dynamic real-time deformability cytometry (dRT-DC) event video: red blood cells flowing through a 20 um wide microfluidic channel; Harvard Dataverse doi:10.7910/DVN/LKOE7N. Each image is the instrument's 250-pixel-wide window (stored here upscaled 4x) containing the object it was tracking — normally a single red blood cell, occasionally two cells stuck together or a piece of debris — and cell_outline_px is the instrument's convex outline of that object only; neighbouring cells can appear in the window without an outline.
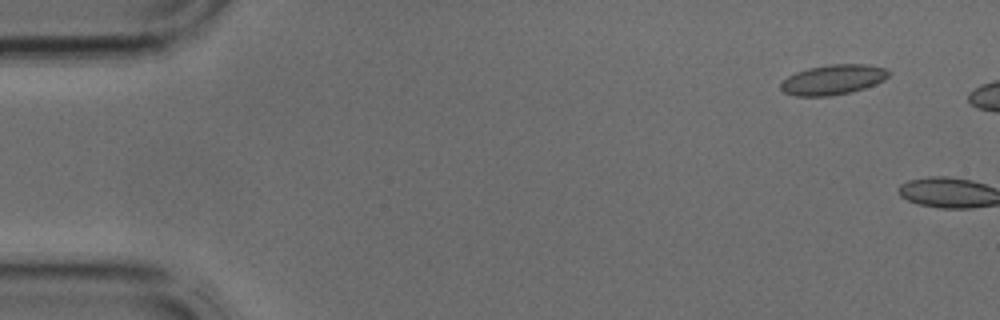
{"species": "common noctule bat (a hibernating species)", "species_latin": "Nyctalus noctula", "temperature_condition": "cold", "stored_images_in_passage": 6, "camera_frame_rate_fps": 3000, "um_per_image_px": 0.085, "animal": {"sex": "male", "body_mass_g": 17.9, "forearm_length_mm": 54.2}, "frame": {"image": 1, "passage_image": 1, "time_ms": 0.0, "image_size_px": [1000, 320], "cell_outline_px": [[892, 72], [884, 80], [864, 88], [852, 92], [828, 96], [796, 96], [784, 92], [780, 88], [780, 84], [788, 76], [796, 72], [808, 68], [828, 64], [868, 64], [888, 68]], "centroid_in_image_um": [70.84, 6.76], "position_along_channel_um": 14.2, "area_um2": 19.02}}